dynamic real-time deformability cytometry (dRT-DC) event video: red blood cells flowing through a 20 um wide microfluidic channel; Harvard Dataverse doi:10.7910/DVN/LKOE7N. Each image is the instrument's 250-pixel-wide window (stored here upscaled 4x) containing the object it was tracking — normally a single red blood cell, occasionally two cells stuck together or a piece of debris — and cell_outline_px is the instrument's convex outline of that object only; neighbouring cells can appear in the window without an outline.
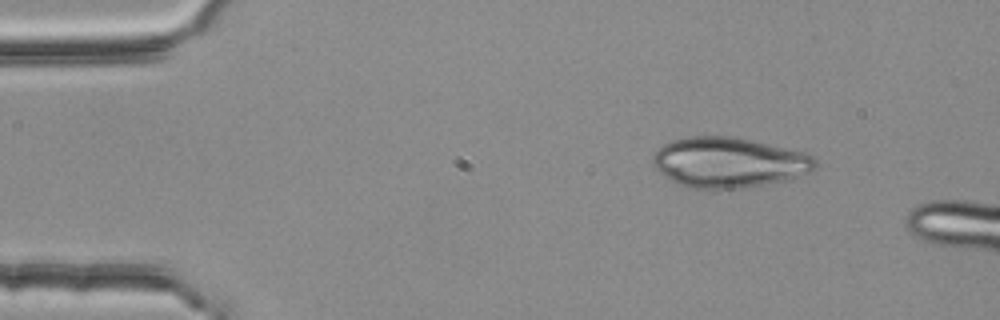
{"species": "common noctule bat (a hibernating species)", "species_latin": "Nyctalus noctula", "temperature_condition": "room temperature", "stored_images_in_passage": 3, "camera_frame_rate_fps": 3000, "um_per_image_px": 0.085, "animal": {"sex": "female", "body_mass_g": 25.1}, "frame": {"image": 1, "passage_image": 1, "time_ms": 0.0, "image_size_px": [1000, 320], "cell_outline_px": [[820, 164], [816, 168], [808, 172], [784, 180], [764, 184], [740, 188], [692, 188], [676, 184], [664, 176], [652, 164], [652, 156], [664, 144], [672, 140], [688, 136], [732, 136], [804, 152], [816, 156]], "centroid_in_image_um": [61.95, 13.8], "position_along_channel_um": 23.1, "area_um2": 47.45}}